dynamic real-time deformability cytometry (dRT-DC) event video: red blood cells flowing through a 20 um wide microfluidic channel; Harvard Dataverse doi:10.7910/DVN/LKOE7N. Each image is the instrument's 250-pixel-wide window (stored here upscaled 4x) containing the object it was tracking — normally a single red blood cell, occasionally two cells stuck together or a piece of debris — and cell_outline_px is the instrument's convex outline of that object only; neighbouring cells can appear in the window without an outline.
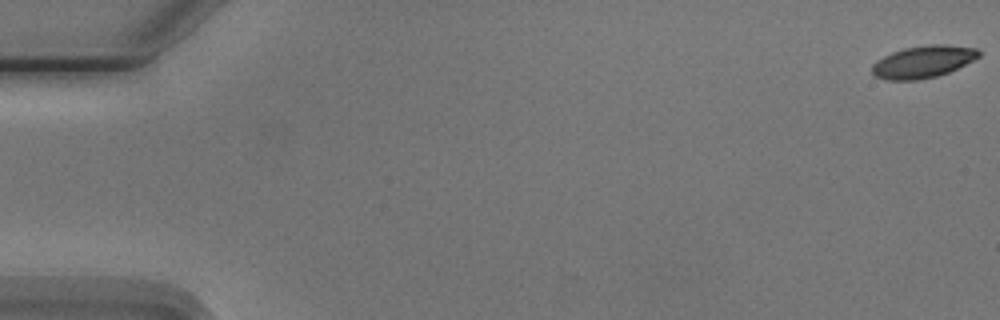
{"species": "Egyptian fruit bat (a non-hibernating species)", "species_latin": "Rousettus aegyptiacus", "temperature_condition": "cold", "stored_images_in_passage": 8, "camera_frame_rate_fps": 3000, "um_per_image_px": 0.085, "animal": {"sex": "male"}, "frame": {"image": 1, "passage_image": 1, "time_ms": 0.0, "image_size_px": [1000, 320], "cell_outline_px": [[980, 56], [948, 72], [936, 76], [916, 80], [888, 80], [876, 76], [872, 72], [872, 64], [876, 60], [892, 52], [904, 48], [928, 44], [944, 44], [976, 48], [980, 52]], "centroid_in_image_um": [78.44, 5.24], "position_along_channel_um": 6.6, "area_um2": 19.83}}
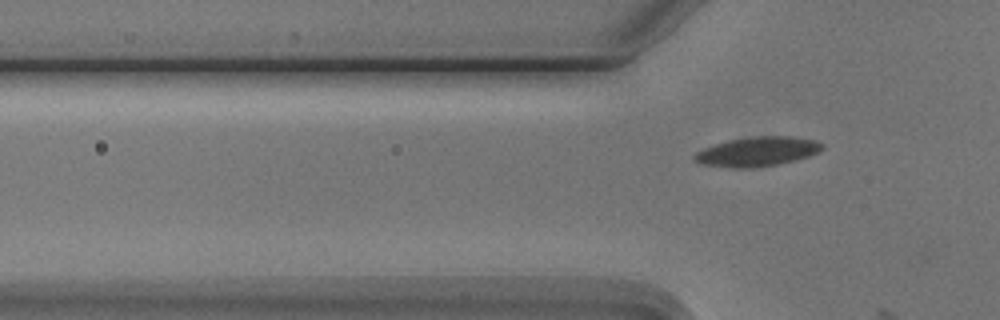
{"frame": {"image": 2, "passage_image": 8, "time_ms": 8.333, "image_size_px": [1000, 320], "cell_outline_px": [[824, 148], [820, 152], [796, 160], [780, 164], [752, 168], [732, 168], [700, 164], [692, 156], [696, 152], [704, 148], [728, 140], [756, 136], [792, 136], [816, 140], [824, 144]], "centroid_in_image_um": [64.41, 12.89], "position_along_channel_um": 61.4, "area_um2": 22.08}}